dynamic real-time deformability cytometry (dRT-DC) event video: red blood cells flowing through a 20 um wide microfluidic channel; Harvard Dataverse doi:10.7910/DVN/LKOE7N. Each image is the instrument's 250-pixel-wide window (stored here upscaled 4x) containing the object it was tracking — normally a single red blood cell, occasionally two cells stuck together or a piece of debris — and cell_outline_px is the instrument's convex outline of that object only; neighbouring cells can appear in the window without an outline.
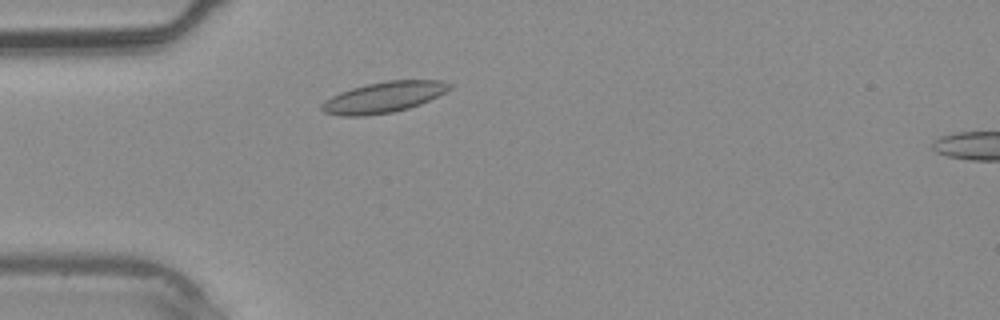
{"species": "common noctule bat (a hibernating species)", "species_latin": "Nyctalus noctula", "temperature_condition": "warm", "stored_images_in_passage": 29, "camera_frame_rate_fps": 3000, "um_per_image_px": 0.085, "animal": {"sex": "male", "body_mass_g": 20.4}, "frame": {"image": 1, "passage_image": 1, "time_ms": 0.0, "image_size_px": [1000, 320], "cell_outline_px": [[452, 88], [420, 104], [408, 108], [392, 112], [364, 116], [340, 116], [324, 112], [320, 108], [320, 104], [324, 100], [340, 92], [352, 88], [368, 84], [388, 80], [444, 80], [452, 84]], "centroid_in_image_um": [32.59, 8.26], "position_along_channel_um": 52.4, "area_um2": 22.89}}